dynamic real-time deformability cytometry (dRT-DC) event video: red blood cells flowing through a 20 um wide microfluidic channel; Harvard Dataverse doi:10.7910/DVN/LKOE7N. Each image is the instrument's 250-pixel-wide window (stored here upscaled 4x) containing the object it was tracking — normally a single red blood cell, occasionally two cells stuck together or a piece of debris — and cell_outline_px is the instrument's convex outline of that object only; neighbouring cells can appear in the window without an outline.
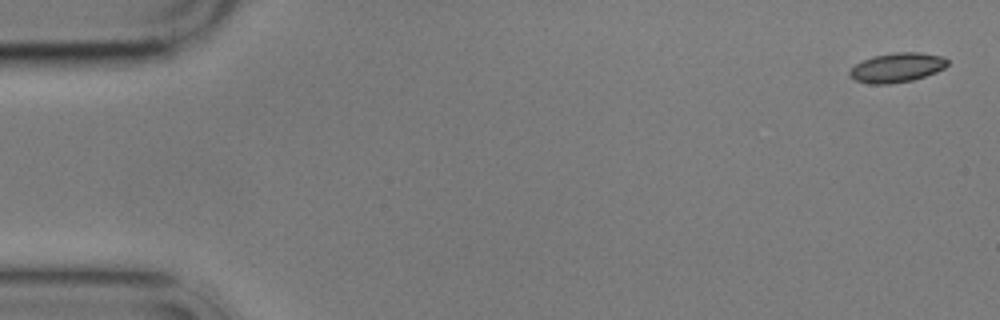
{"species": "common noctule bat (a hibernating species)", "species_latin": "Nyctalus noctula", "temperature_condition": "cold", "stored_images_in_passage": 6, "camera_frame_rate_fps": 3000, "um_per_image_px": 0.085, "animal": {"sex": "male", "body_mass_g": 17.9}, "frame": {"image": 1, "passage_image": 1, "time_ms": 0.0, "image_size_px": [1000, 320], "cell_outline_px": [[948, 64], [944, 68], [936, 72], [912, 80], [888, 84], [872, 84], [856, 80], [848, 76], [848, 72], [856, 64], [872, 56], [892, 52], [920, 52], [944, 56], [948, 60]], "centroid_in_image_um": [76.25, 5.73], "position_along_channel_um": 8.8, "area_um2": 16.82}}
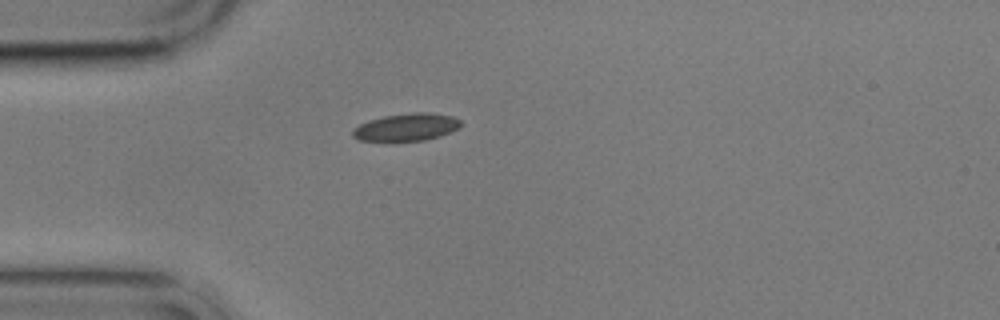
{"frame": {"image": 2, "passage_image": 5, "time_ms": 4.667, "image_size_px": [1000, 320], "cell_outline_px": [[464, 124], [460, 128], [440, 136], [424, 140], [388, 144], [360, 140], [352, 136], [352, 128], [368, 120], [384, 116], [412, 112], [428, 112], [452, 116], [460, 120]], "centroid_in_image_um": [34.51, 10.85], "position_along_channel_um": 50.5, "area_um2": 18.21}}